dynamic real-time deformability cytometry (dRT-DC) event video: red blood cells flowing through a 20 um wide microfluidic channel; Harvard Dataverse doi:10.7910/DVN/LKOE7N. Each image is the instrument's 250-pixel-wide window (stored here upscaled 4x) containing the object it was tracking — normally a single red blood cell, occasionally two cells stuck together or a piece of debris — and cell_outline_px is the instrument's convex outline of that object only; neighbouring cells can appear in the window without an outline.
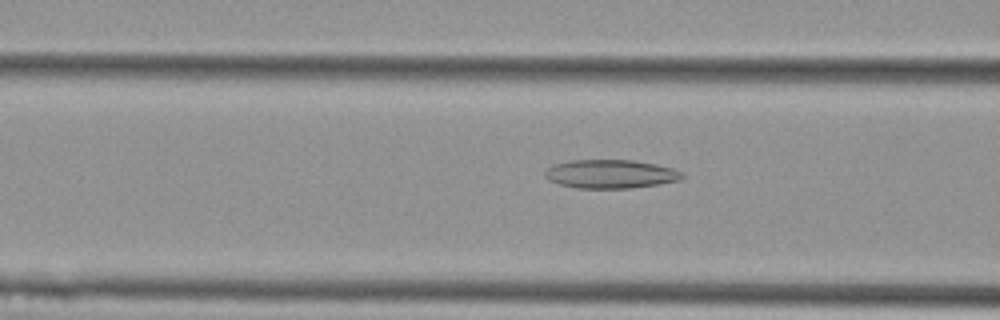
{"species": "Egyptian fruit bat (a non-hibernating species)", "species_latin": "Rousettus aegyptiacus", "temperature_condition": "cold", "stored_images_in_passage": 35, "camera_frame_rate_fps": 3000, "um_per_image_px": 0.085, "animal": {"sex": "female"}, "frame": {"image": 1, "passage_image": 12, "time_ms": 3.667, "image_size_px": [1000, 320], "cell_outline_px": [[684, 176], [680, 180], [656, 184], [628, 188], [580, 188], [560, 184], [548, 180], [544, 176], [544, 172], [552, 164], [568, 160], [632, 160], [656, 164], [672, 168], [684, 172]], "centroid_in_image_um": [51.88, 14.78], "position_along_channel_um": 114.7, "area_um2": 22.89}}
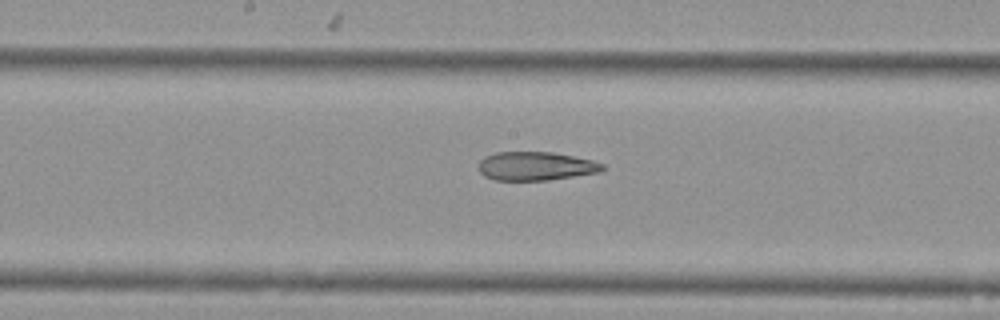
{"frame": {"image": 2, "passage_image": 19, "time_ms": 6.0, "image_size_px": [1000, 320], "cell_outline_px": [[608, 168], [600, 172], [548, 180], [496, 180], [484, 176], [476, 168], [480, 160], [484, 156], [496, 152], [552, 152], [592, 160], [604, 164]], "centroid_in_image_um": [45.52, 14.12], "position_along_channel_um": 202.7, "area_um2": 20.87}}
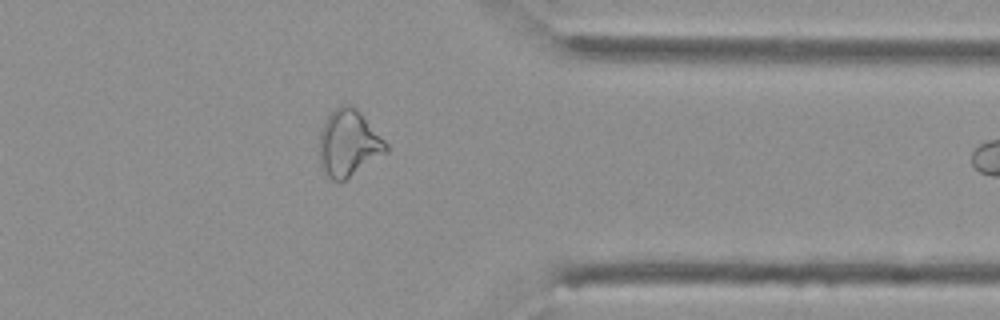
{"frame": {"image": 3, "passage_image": 34, "time_ms": 11.0, "image_size_px": [1000, 320], "cell_outline_px": [[388, 152], [344, 180], [332, 180], [324, 172], [320, 164], [320, 132], [324, 120], [340, 104], [348, 104], [356, 108], [360, 112], [388, 144]], "centroid_in_image_um": [29.63, 12.16], "position_along_channel_um": 381.8, "area_um2": 25.61}}